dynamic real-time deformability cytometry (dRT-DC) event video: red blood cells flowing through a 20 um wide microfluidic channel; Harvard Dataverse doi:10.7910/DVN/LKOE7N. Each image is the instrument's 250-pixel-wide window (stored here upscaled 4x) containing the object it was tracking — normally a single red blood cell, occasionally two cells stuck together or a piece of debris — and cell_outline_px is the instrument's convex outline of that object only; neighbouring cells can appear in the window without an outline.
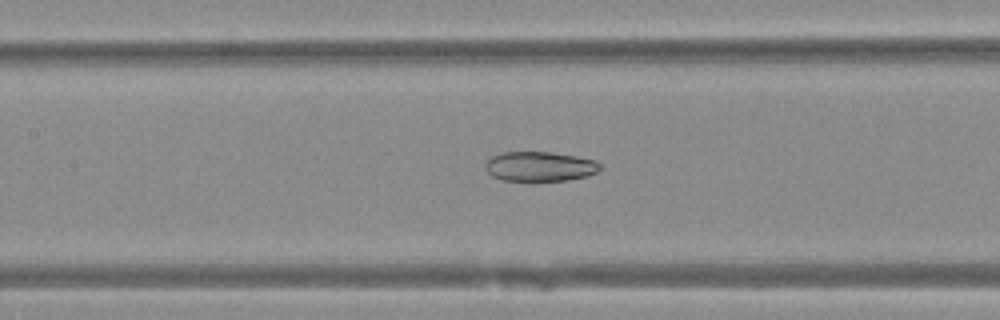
{"species": "Egyptian fruit bat (a non-hibernating species)", "species_latin": "Rousettus aegyptiacus", "temperature_condition": "warm", "stored_images_in_passage": 47, "camera_frame_rate_fps": 3000, "um_per_image_px": 0.085, "animal": {"sex": "female"}, "frame": {"image": 1, "passage_image": 20, "time_ms": 6.333, "image_size_px": [1000, 320], "cell_outline_px": [[600, 168], [596, 172], [584, 176], [568, 180], [504, 180], [492, 176], [484, 168], [484, 164], [492, 156], [500, 152], [552, 152], [576, 156], [596, 160], [600, 164]], "centroid_in_image_um": [45.85, 14.13], "position_along_channel_um": 161.5, "area_um2": 19.71}}
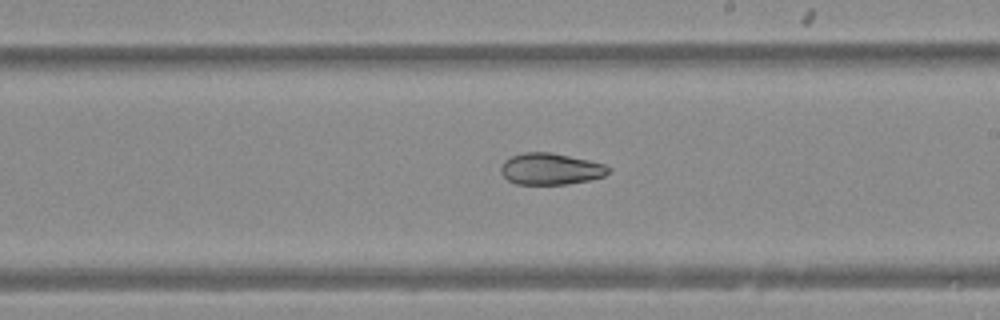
{"frame": {"image": 2, "passage_image": 26, "time_ms": 8.333, "image_size_px": [1000, 320], "cell_outline_px": [[612, 168], [604, 176], [588, 180], [568, 184], [516, 184], [508, 180], [500, 172], [500, 168], [504, 160], [512, 156], [524, 152], [552, 152], [588, 160], [604, 164]], "centroid_in_image_um": [46.79, 14.35], "position_along_channel_um": 242.2, "area_um2": 19.77}}
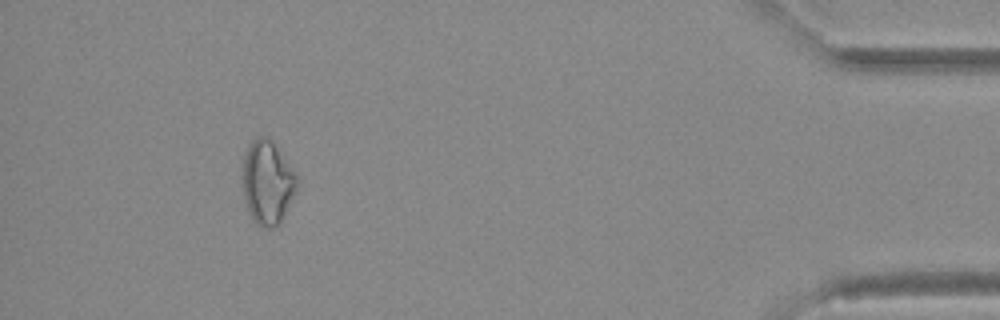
{"frame": {"image": 3, "passage_image": 43, "time_ms": 14.0, "image_size_px": [1000, 320], "cell_outline_px": [[296, 188], [280, 220], [272, 228], [264, 228], [256, 224], [244, 200], [240, 176], [244, 152], [248, 144], [256, 136], [268, 136], [272, 140], [296, 176]], "centroid_in_image_um": [22.64, 15.44], "position_along_channel_um": 412.6, "area_um2": 26.3}}